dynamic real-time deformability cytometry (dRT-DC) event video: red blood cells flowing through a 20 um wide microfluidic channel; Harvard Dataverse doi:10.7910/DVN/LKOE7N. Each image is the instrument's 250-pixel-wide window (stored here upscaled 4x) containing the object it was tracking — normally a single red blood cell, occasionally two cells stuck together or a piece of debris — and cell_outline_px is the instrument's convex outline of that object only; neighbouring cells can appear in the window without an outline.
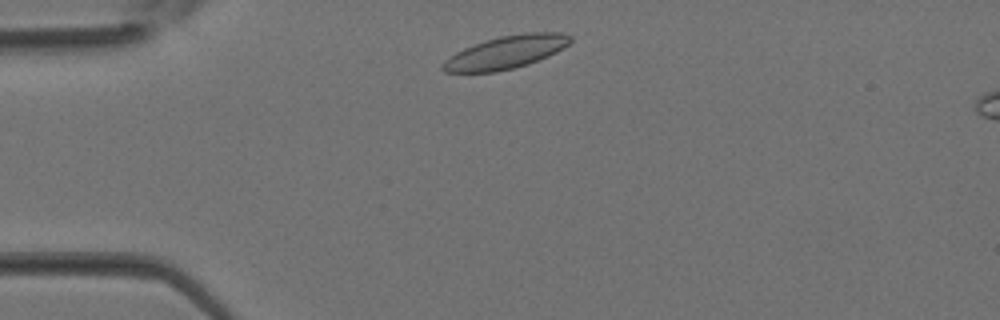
{"species": "Egyptian fruit bat (a non-hibernating species)", "species_latin": "Rousettus aegyptiacus", "temperature_condition": "room temperature", "stored_images_in_passage": 31, "camera_frame_rate_fps": 3000, "um_per_image_px": 0.085, "animal": {"sex": "female"}, "frame": {"image": 1, "passage_image": 2, "time_ms": 0.333, "image_size_px": [1000, 320], "cell_outline_px": [[572, 40], [564, 48], [548, 56], [528, 64], [496, 72], [444, 72], [440, 68], [444, 60], [456, 52], [464, 48], [500, 36], [528, 32], [560, 32], [572, 36]], "centroid_in_image_um": [43.02, 4.44], "position_along_channel_um": 42.0, "area_um2": 24.28}}
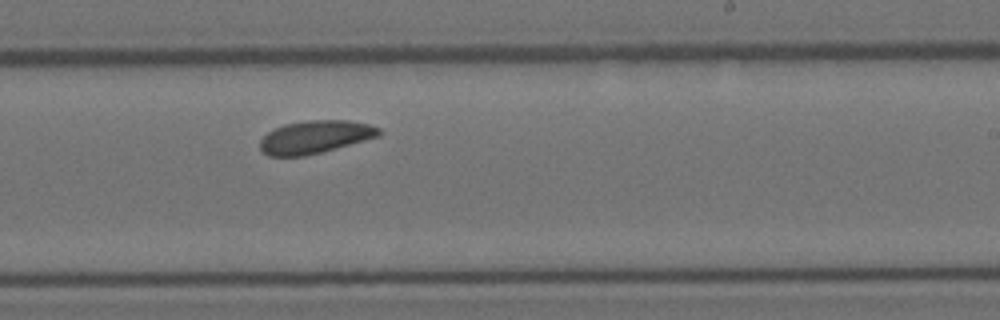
{"frame": {"image": 2, "passage_image": 16, "time_ms": 5.0, "image_size_px": [1000, 320], "cell_outline_px": [[380, 136], [336, 148], [304, 156], [268, 156], [260, 148], [260, 140], [268, 132], [284, 124], [308, 120], [348, 120], [368, 124], [380, 128]], "centroid_in_image_um": [26.78, 11.64], "position_along_channel_um": 262.2, "area_um2": 22.6}}
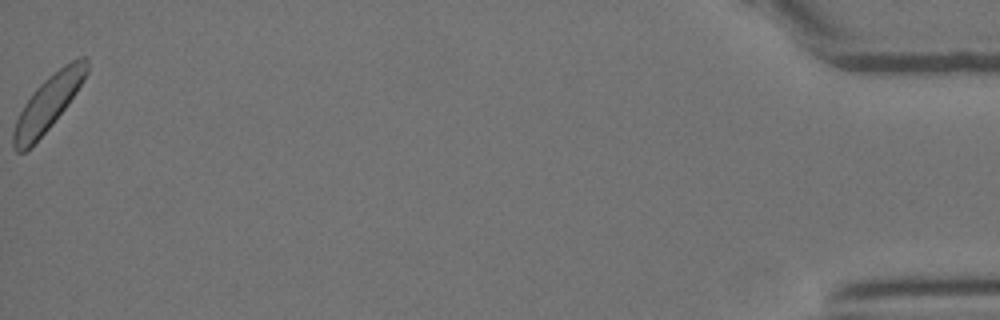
{"frame": {"image": 3, "passage_image": 31, "time_ms": 10.0, "image_size_px": [1000, 320], "cell_outline_px": [[88, 72], [84, 80], [68, 104], [52, 124], [24, 152], [16, 152], [12, 144], [12, 132], [16, 120], [24, 104], [32, 92], [48, 76], [64, 64], [80, 56], [84, 56], [88, 60]], "centroid_in_image_um": [4.09, 8.73], "position_along_channel_um": 431.1, "area_um2": 23.18}}